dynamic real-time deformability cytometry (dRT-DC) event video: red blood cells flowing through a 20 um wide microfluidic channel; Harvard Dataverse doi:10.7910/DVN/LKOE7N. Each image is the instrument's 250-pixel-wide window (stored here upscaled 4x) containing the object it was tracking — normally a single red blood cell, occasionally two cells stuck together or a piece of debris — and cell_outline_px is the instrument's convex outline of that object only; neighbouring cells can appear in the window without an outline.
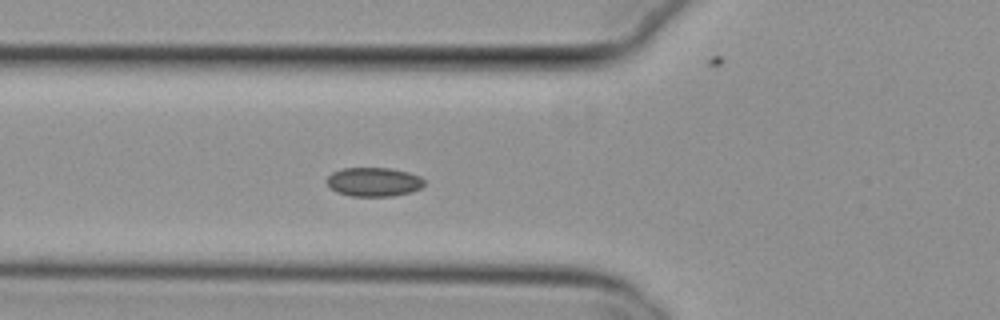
{"species": "common noctule bat (a hibernating species)", "species_latin": "Nyctalus noctula", "temperature_condition": "cold", "stored_images_in_passage": 6, "camera_frame_rate_fps": 3000, "um_per_image_px": 0.085, "animal": {"sex": "female", "body_mass_g": 29.2, "forearm_length_mm": 56.3}, "frame": {"image": 1, "passage_image": 6, "time_ms": 1.667, "image_size_px": [1000, 320], "cell_outline_px": [[424, 184], [420, 188], [412, 192], [392, 196], [352, 196], [336, 192], [328, 184], [328, 176], [332, 172], [344, 168], [392, 168], [408, 172], [420, 176], [424, 180]], "centroid_in_image_um": [31.8, 15.46], "position_along_channel_um": 94.0, "area_um2": 16.42}}